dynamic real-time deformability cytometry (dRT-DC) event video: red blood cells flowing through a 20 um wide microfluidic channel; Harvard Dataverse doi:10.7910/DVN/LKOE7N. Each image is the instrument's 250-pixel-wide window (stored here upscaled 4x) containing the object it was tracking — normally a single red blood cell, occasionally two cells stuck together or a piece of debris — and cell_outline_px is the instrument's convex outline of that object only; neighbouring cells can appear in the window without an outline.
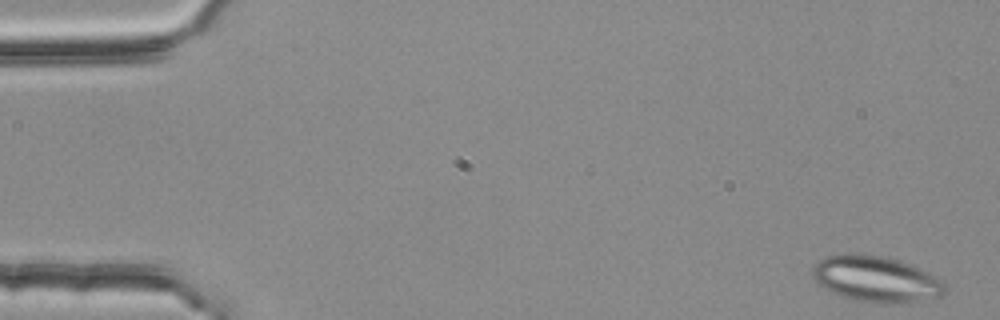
{"species": "common noctule bat (a hibernating species)", "species_latin": "Nyctalus noctula", "temperature_condition": "room temperature", "stored_images_in_passage": 52, "segment_of_instrument_passage": [1, 2], "camera_frame_rate_fps": 3000, "um_per_image_px": 0.085, "animal": {"sex": "female", "body_mass_g": 25.1}, "frame": {"image": 1, "passage_image": 1, "time_ms": 0.0, "image_size_px": [1000, 320], "cell_outline_px": [[948, 292], [940, 296], [916, 300], [856, 300], [832, 292], [824, 288], [812, 276], [812, 268], [824, 256], [844, 252], [856, 252], [888, 256], [900, 260], [920, 268], [944, 280], [948, 288]], "centroid_in_image_um": [74.46, 23.62], "position_along_channel_um": 10.5, "area_um2": 35.03}}